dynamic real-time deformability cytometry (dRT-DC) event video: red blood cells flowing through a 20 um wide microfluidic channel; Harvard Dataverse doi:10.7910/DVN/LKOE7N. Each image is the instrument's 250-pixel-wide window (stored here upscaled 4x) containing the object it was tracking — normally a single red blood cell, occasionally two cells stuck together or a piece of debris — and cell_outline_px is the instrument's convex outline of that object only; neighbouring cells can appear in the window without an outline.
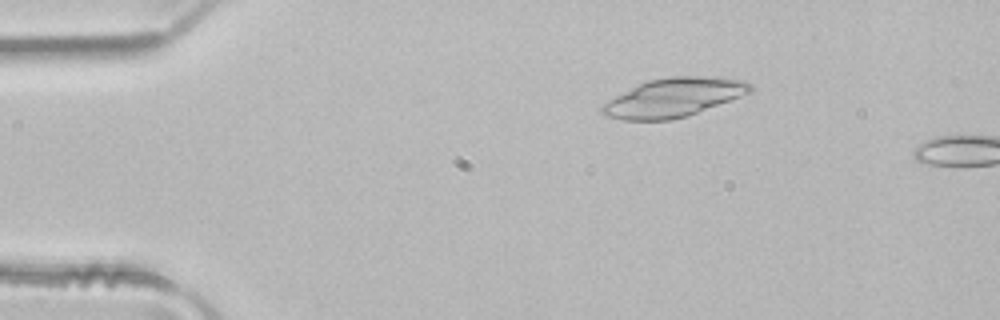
{"species": "common noctule bat (a hibernating species)", "species_latin": "Nyctalus noctula", "temperature_condition": "room temperature", "stored_images_in_passage": 4, "camera_frame_rate_fps": 3000, "um_per_image_px": 0.085, "animal": {"sex": "male", "body_mass_g": 21.5, "forearm_length_mm": 52.0}, "frame": {"image": 1, "passage_image": 4, "time_ms": 1.0, "image_size_px": [1000, 320], "cell_outline_px": [[752, 92], [688, 116], [668, 120], [624, 120], [604, 116], [600, 112], [600, 108], [608, 100], [648, 80], [668, 76], [704, 76], [744, 80], [752, 84]], "centroid_in_image_um": [57.27, 8.29], "position_along_channel_um": 27.7, "area_um2": 33.29}}